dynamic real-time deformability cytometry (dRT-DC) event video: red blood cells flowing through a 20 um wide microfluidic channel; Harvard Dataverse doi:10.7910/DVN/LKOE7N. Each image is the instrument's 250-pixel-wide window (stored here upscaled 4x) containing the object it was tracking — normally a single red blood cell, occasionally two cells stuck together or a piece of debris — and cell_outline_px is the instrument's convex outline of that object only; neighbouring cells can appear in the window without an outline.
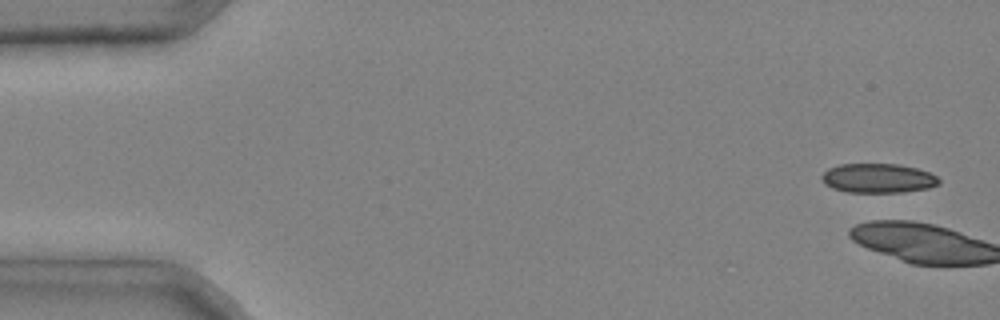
{"species": "common noctule bat (a hibernating species)", "species_latin": "Nyctalus noctula", "temperature_condition": "cold", "stored_images_in_passage": 6, "camera_frame_rate_fps": 3000, "um_per_image_px": 0.085, "animal": {"sex": "male", "body_mass_g": 20.4}, "frame": {"image": 1, "passage_image": 1, "time_ms": 0.0, "image_size_px": [1000, 320], "cell_outline_px": [[940, 184], [928, 188], [904, 192], [848, 192], [832, 188], [824, 184], [820, 176], [828, 168], [840, 164], [900, 164], [916, 168], [928, 172], [936, 176], [940, 180]], "centroid_in_image_um": [74.62, 15.15], "position_along_channel_um": 10.4, "area_um2": 20.11}}